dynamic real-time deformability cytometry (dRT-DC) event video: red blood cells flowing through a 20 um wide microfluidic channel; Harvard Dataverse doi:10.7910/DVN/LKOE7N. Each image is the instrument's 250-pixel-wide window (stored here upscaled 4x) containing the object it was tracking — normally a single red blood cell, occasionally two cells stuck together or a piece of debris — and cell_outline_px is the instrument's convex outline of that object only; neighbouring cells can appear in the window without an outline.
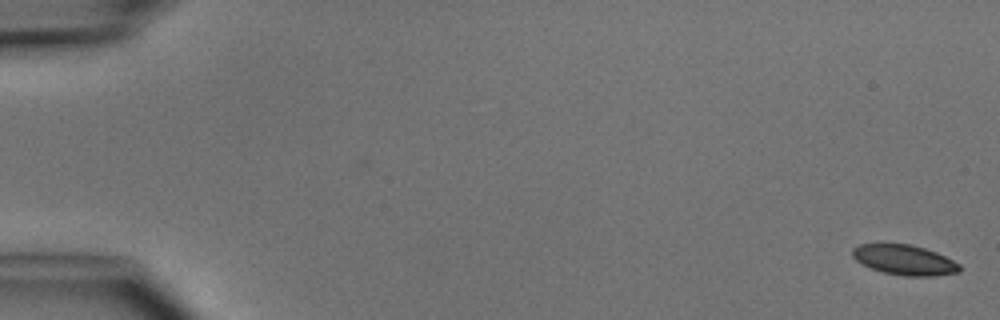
{"species": "common noctule bat (a hibernating species)", "species_latin": "Nyctalus noctula", "temperature_condition": "cold", "stored_images_in_passage": 2, "camera_frame_rate_fps": 3000, "um_per_image_px": 0.085, "animal": {"sex": "male", "body_mass_g": 15.6}, "frame": {"image": 1, "passage_image": 2, "time_ms": 1.333, "image_size_px": [1000, 320], "cell_outline_px": [[960, 272], [932, 276], [904, 276], [884, 272], [872, 268], [856, 260], [852, 256], [852, 248], [860, 244], [912, 244], [936, 252], [960, 264]], "centroid_in_image_um": [76.88, 22.09], "position_along_channel_um": 8.1, "area_um2": 18.61}}